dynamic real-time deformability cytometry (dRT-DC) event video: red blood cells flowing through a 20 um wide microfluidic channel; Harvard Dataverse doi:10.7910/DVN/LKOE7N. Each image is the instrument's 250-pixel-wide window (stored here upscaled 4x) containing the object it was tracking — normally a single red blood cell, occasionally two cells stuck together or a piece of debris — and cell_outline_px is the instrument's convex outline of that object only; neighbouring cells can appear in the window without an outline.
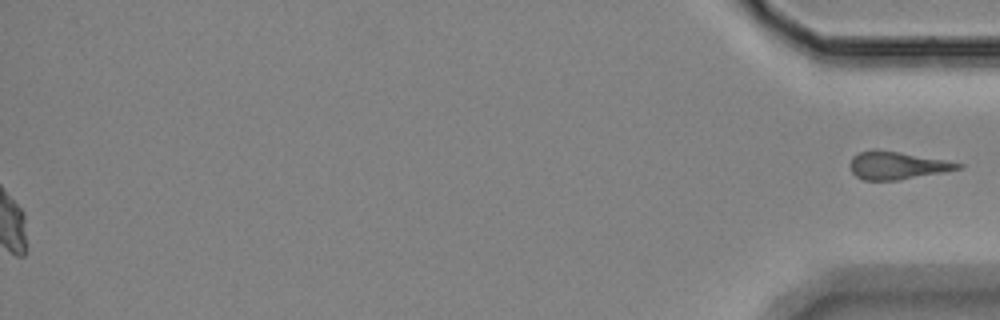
{"species": "Egyptian fruit bat (a non-hibernating species)", "species_latin": "Rousettus aegyptiacus", "temperature_condition": "room temperature", "stored_images_in_passage": 57, "segment_of_instrument_passage": [2, 2], "camera_frame_rate_fps": 3000, "um_per_image_px": 0.085, "animal": {"sex": "female"}, "frame": {"image": 1, "passage_image": 57, "time_ms": 18.667, "image_size_px": [1000, 320], "cell_outline_px": [[964, 164], [960, 168], [940, 172], [896, 180], [864, 180], [856, 176], [852, 172], [848, 164], [852, 156], [860, 152], [896, 152], [944, 160]], "centroid_in_image_um": [76.19, 14.09], "position_along_channel_um": 359.0, "area_um2": 16.53}}